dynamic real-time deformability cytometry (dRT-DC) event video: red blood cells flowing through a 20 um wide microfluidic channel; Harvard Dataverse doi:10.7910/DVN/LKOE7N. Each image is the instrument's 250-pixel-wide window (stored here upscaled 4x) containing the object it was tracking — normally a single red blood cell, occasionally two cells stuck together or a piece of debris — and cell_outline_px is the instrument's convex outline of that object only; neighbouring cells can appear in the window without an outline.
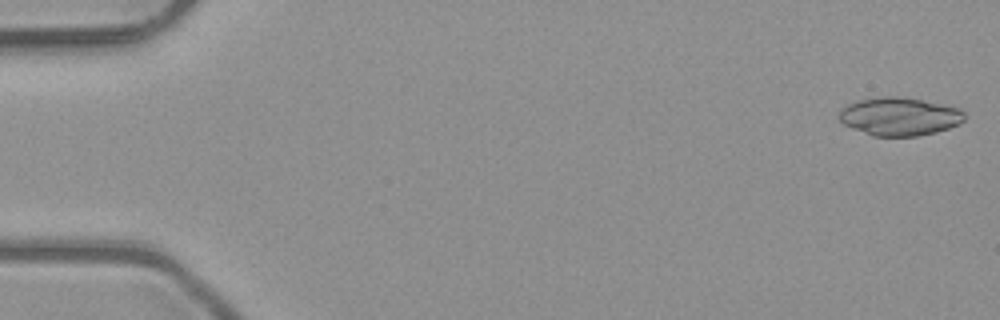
{"species": "common noctule bat (a hibernating species)", "species_latin": "Nyctalus noctula", "temperature_condition": "room temperature", "stored_images_in_passage": 5, "camera_frame_rate_fps": 3000, "um_per_image_px": 0.085, "animal": {"sex": "male", "body_mass_g": 23.1, "forearm_length_mm": 52.7}, "frame": {"image": 1, "passage_image": 1, "time_ms": 0.0, "image_size_px": [1000, 320], "cell_outline_px": [[964, 120], [960, 124], [936, 132], [916, 136], [872, 136], [852, 128], [844, 124], [840, 120], [840, 108], [856, 100], [884, 96], [896, 96], [944, 104], [960, 108], [964, 112]], "centroid_in_image_um": [76.45, 9.9], "position_along_channel_um": 8.5, "area_um2": 27.92}}